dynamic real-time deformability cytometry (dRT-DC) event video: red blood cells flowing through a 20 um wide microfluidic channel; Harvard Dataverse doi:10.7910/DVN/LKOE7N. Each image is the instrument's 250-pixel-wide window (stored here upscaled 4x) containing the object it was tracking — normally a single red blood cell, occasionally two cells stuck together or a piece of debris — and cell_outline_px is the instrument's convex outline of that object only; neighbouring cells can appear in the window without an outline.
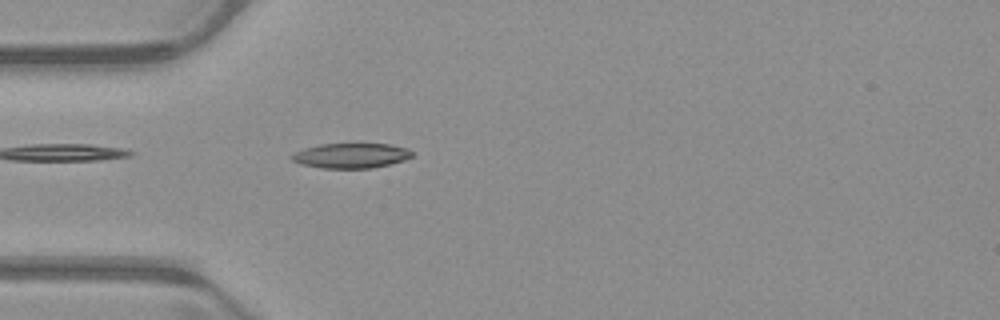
{"species": "common noctule bat (a hibernating species)", "species_latin": "Nyctalus noctula", "temperature_condition": "warm", "stored_images_in_passage": 46, "camera_frame_rate_fps": 3000, "um_per_image_px": 0.085, "animal": {"sex": "male", "body_mass_g": 23.1, "forearm_length_mm": 52.7}, "frame": {"image": 1, "passage_image": 9, "time_ms": 2.667, "image_size_px": [1000, 320], "cell_outline_px": [[412, 156], [404, 160], [372, 168], [320, 168], [300, 164], [292, 160], [288, 156], [304, 148], [320, 144], [388, 144], [408, 148], [412, 152]], "centroid_in_image_um": [29.8, 13.23], "position_along_channel_um": 55.2, "area_um2": 17.46}}
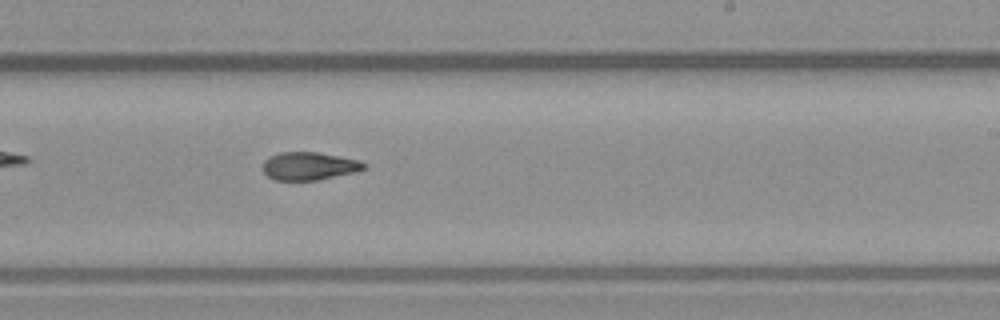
{"frame": {"image": 2, "passage_image": 25, "time_ms": 8.0, "image_size_px": [1000, 320], "cell_outline_px": [[368, 168], [356, 172], [316, 180], [276, 180], [268, 176], [264, 172], [264, 160], [268, 156], [280, 152], [316, 152], [360, 160], [368, 164]], "centroid_in_image_um": [26.32, 14.11], "position_along_channel_um": 262.7, "area_um2": 16.53}}
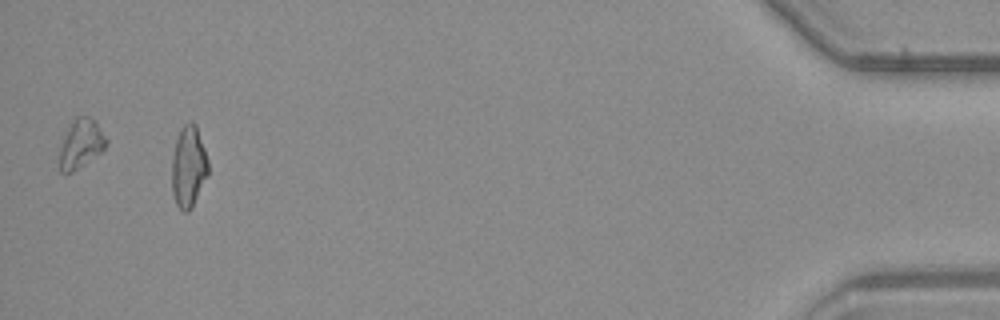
{"frame": {"image": 3, "passage_image": 43, "time_ms": 14.0, "image_size_px": [1000, 320], "cell_outline_px": [[208, 176], [192, 208], [188, 212], [184, 212], [176, 204], [172, 192], [172, 156], [176, 140], [180, 128], [184, 124], [192, 120], [196, 124], [208, 160]], "centroid_in_image_um": [16.03, 14.17], "position_along_channel_um": 419.2, "area_um2": 17.46}, "authors_computed_cell_mechanics": {"area_um2": 17.2244, "velocity_mm_per_s": 3.9739, "shape_relaxation_time_tau1_ms": null, "shape_relaxation_time_tau2_ms": 3.1375, "deformation_change_tau1": null, "deformation_change_tau2": 0.1005}}